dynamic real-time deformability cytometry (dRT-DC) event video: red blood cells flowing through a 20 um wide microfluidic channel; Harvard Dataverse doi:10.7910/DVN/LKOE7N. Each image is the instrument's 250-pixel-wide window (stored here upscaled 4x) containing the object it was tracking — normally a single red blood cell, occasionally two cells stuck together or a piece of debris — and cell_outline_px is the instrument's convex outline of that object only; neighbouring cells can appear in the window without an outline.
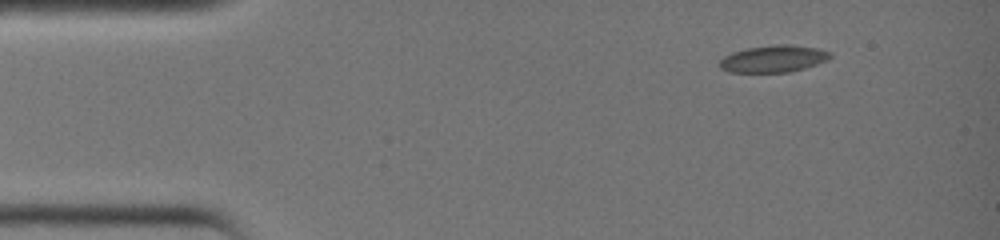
{"species": "common noctule bat (a hibernating species)", "species_latin": "Nyctalus noctula", "temperature_condition": "warm", "stored_images_in_passage": 34, "camera_frame_rate_fps": 3000, "um_per_image_px": 0.085, "animal": {"sex": "female", "body_mass_g": 19.0, "forearm_length_mm": 51.5}, "frame": {"image": 1, "passage_image": 1, "time_ms": 0.0, "image_size_px": [1000, 240], "cell_outline_px": [[832, 56], [828, 60], [804, 68], [788, 72], [728, 72], [720, 68], [720, 60], [724, 56], [732, 52], [748, 48], [776, 44], [792, 44], [816, 48], [832, 52]], "centroid_in_image_um": [65.76, 4.99], "position_along_channel_um": 19.2, "area_um2": 17.4}}
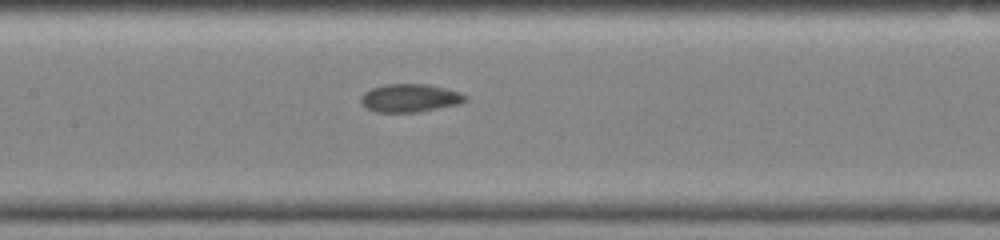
{"frame": {"image": 2, "passage_image": 15, "time_ms": 4.667, "image_size_px": [1000, 240], "cell_outline_px": [[468, 100], [460, 104], [416, 112], [376, 112], [368, 108], [360, 100], [360, 96], [364, 92], [372, 88], [384, 84], [428, 84], [460, 92], [468, 96]], "centroid_in_image_um": [34.87, 8.32], "position_along_channel_um": 172.5, "area_um2": 17.11}}
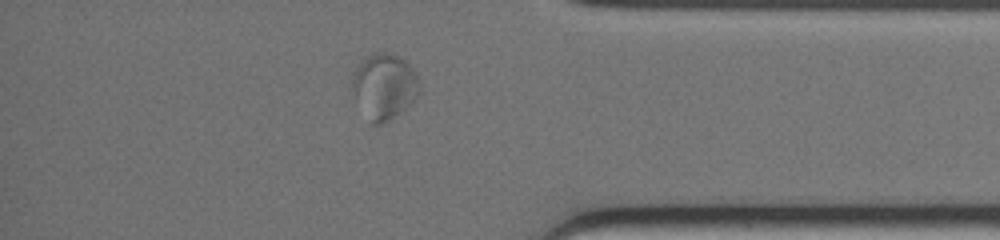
{"frame": {"image": 3, "passage_image": 29, "time_ms": 9.333, "image_size_px": [1000, 240], "cell_outline_px": [[420, 92], [404, 108], [388, 120], [380, 124], [372, 124], [356, 96], [352, 88], [352, 76], [360, 60], [364, 56], [380, 52], [392, 52], [400, 56], [412, 68], [420, 84]], "centroid_in_image_um": [32.66, 7.26], "position_along_channel_um": 402.5, "area_um2": 25.09}}